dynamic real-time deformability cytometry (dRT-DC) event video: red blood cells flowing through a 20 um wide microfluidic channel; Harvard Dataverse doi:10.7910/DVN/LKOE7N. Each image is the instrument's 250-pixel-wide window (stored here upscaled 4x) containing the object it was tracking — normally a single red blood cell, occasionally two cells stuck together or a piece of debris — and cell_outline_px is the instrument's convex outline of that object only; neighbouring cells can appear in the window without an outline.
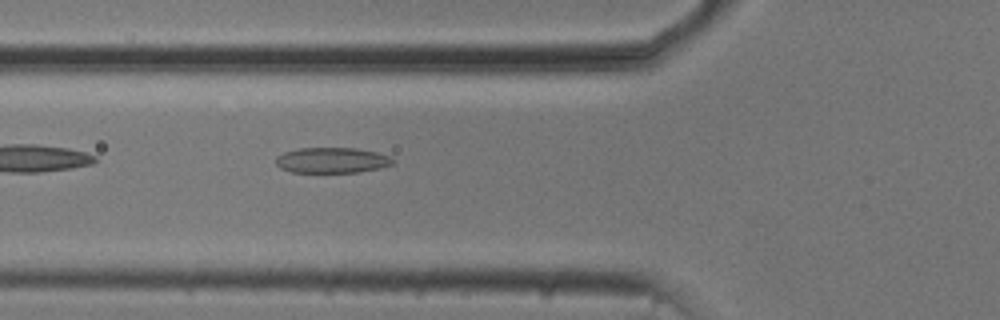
{"species": "common noctule bat (a hibernating species)", "species_latin": "Nyctalus noctula", "temperature_condition": "cold", "stored_images_in_passage": 37, "camera_frame_rate_fps": 3000, "um_per_image_px": 0.085, "animal": {"sex": "male", "body_mass_g": 20.5, "forearm_length_mm": 52.5}, "frame": {"image": 1, "passage_image": 3, "time_ms": 0.667, "image_size_px": [1000, 320], "cell_outline_px": [[396, 164], [380, 168], [360, 172], [292, 172], [280, 168], [276, 164], [276, 156], [284, 152], [300, 148], [356, 148], [376, 152], [392, 156], [396, 160]], "centroid_in_image_um": [28.28, 13.62], "position_along_channel_um": 97.5, "area_um2": 17.63}}
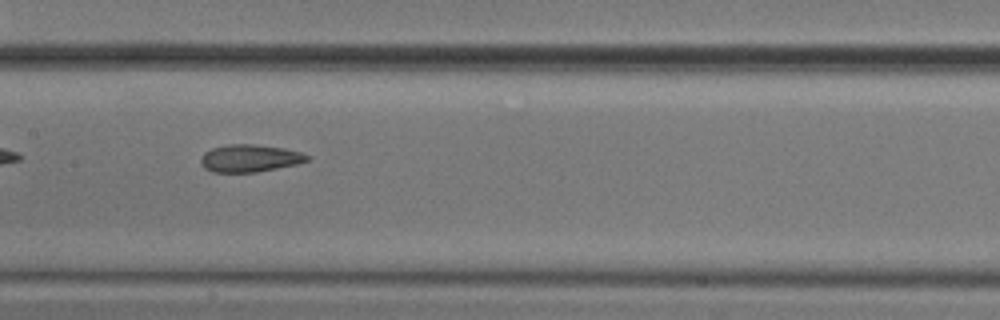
{"frame": {"image": 2, "passage_image": 10, "time_ms": 3.0, "image_size_px": [1000, 320], "cell_outline_px": [[312, 156], [308, 160], [296, 164], [256, 172], [212, 172], [204, 168], [200, 164], [200, 156], [204, 152], [212, 148], [228, 144], [256, 144], [284, 148], [300, 152]], "centroid_in_image_um": [21.2, 13.44], "position_along_channel_um": 186.2, "area_um2": 17.11}}
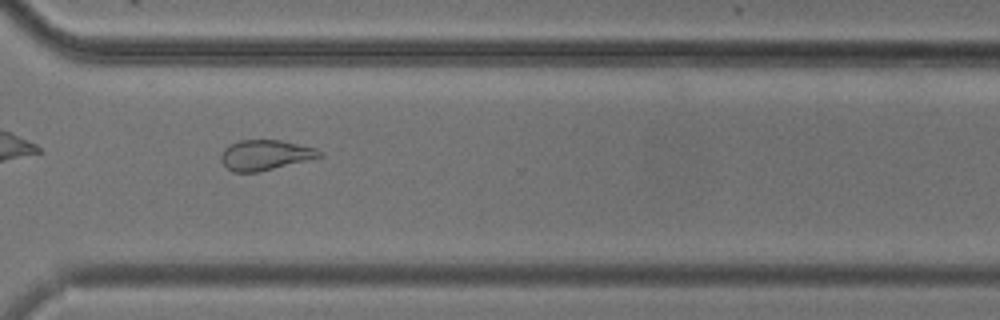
{"frame": {"image": 3, "passage_image": 23, "time_ms": 7.333, "image_size_px": [1000, 320], "cell_outline_px": [[324, 156], [308, 160], [256, 172], [232, 172], [220, 160], [220, 156], [224, 148], [228, 144], [240, 140], [280, 140], [316, 148], [324, 152]], "centroid_in_image_um": [22.54, 13.16], "position_along_channel_um": 348.1, "area_um2": 17.34}}